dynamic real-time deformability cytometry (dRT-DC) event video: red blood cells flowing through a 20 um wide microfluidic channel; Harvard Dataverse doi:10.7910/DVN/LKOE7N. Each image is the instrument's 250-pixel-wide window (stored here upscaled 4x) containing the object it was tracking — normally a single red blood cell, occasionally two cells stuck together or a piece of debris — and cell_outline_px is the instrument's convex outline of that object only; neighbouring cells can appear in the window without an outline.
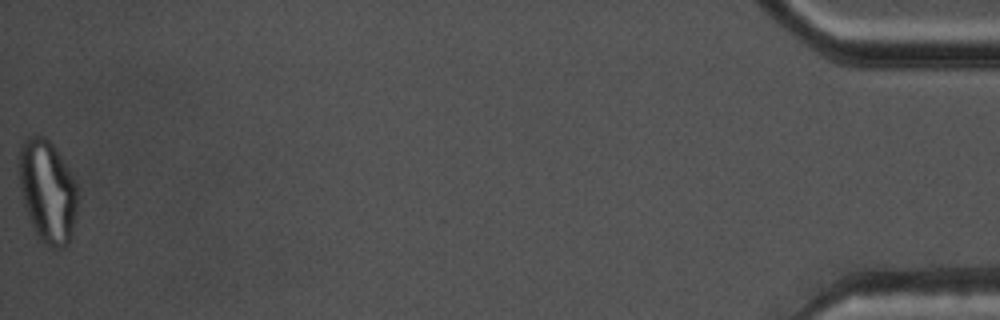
{"species": "common noctule bat (a hibernating species)", "species_latin": "Nyctalus noctula", "temperature_condition": "warm", "stored_images_in_passage": 39, "camera_frame_rate_fps": 3000, "um_per_image_px": 0.085, "animal": {"sex": "male", "body_mass_g": 17.5, "forearm_length_mm": 52.3}, "frame": {"image": 1, "passage_image": 39, "time_ms": 12.667, "image_size_px": [1000, 320], "cell_outline_px": [[76, 216], [72, 236], [68, 244], [64, 248], [52, 248], [44, 244], [40, 240], [32, 224], [24, 204], [20, 188], [20, 144], [32, 132], [44, 136], [56, 148], [68, 168], [76, 184]], "centroid_in_image_um": [4.04, 16.25], "position_along_channel_um": 431.2, "area_um2": 34.97}, "authors_computed_cell_mechanics": {"area_um2": 24.7962, "velocity_mm_per_s": 3.809, "shape_relaxation_time_tau1_ms": null, "shape_relaxation_time_tau2_ms": 1.2103, "deformation_change_tau1": null, "deformation_change_tau2": 0.0832}}